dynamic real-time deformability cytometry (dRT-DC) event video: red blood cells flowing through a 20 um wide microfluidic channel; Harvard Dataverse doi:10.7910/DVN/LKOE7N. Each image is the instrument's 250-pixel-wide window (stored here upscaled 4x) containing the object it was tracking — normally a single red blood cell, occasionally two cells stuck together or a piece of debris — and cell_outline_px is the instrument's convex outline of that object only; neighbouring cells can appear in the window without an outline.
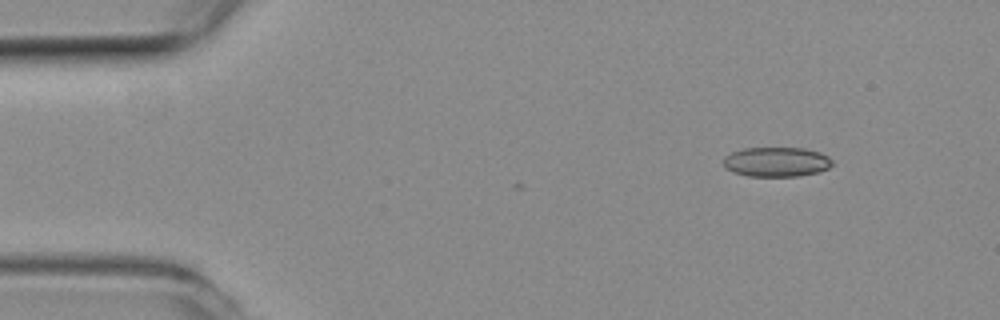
{"species": "common noctule bat (a hibernating species)", "species_latin": "Nyctalus noctula", "temperature_condition": "room temperature", "stored_images_in_passage": 5, "camera_frame_rate_fps": 3000, "um_per_image_px": 0.085, "animal": {"sex": "female", "body_mass_g": 19.3, "forearm_length_mm": 54.1}, "frame": {"image": 1, "passage_image": 1, "time_ms": 0.0, "image_size_px": [1000, 320], "cell_outline_px": [[832, 164], [828, 168], [820, 172], [800, 176], [748, 176], [732, 172], [724, 168], [724, 156], [732, 152], [744, 148], [804, 148], [820, 152], [828, 156], [832, 160]], "centroid_in_image_um": [66.0, 13.76], "position_along_channel_um": 19.0, "area_um2": 18.96}}